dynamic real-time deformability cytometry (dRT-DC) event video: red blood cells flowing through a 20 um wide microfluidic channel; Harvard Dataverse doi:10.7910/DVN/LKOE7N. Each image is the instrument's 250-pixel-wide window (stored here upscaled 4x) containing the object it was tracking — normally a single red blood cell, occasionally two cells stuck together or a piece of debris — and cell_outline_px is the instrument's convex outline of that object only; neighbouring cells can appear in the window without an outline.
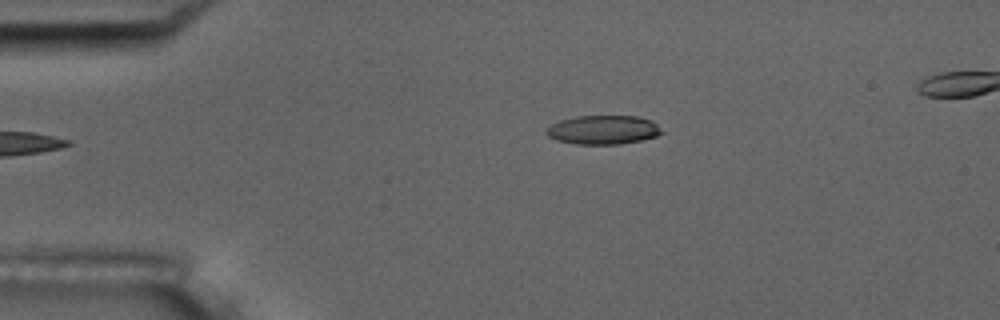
{"species": "common noctule bat (a hibernating species)", "species_latin": "Nyctalus noctula", "temperature_condition": "room temperature", "stored_images_in_passage": 4, "camera_frame_rate_fps": 3000, "um_per_image_px": 0.085, "animal": {"sex": "male", "body_mass_g": 17.5, "forearm_length_mm": 52.3}, "frame": {"image": 1, "passage_image": 4, "time_ms": 3.333, "image_size_px": [1000, 320], "cell_outline_px": [[664, 132], [656, 136], [640, 140], [620, 144], [576, 144], [556, 140], [548, 136], [544, 132], [552, 124], [560, 120], [576, 116], [636, 116], [652, 120]], "centroid_in_image_um": [51.26, 11.03], "position_along_channel_um": 33.7, "area_um2": 19.42}}